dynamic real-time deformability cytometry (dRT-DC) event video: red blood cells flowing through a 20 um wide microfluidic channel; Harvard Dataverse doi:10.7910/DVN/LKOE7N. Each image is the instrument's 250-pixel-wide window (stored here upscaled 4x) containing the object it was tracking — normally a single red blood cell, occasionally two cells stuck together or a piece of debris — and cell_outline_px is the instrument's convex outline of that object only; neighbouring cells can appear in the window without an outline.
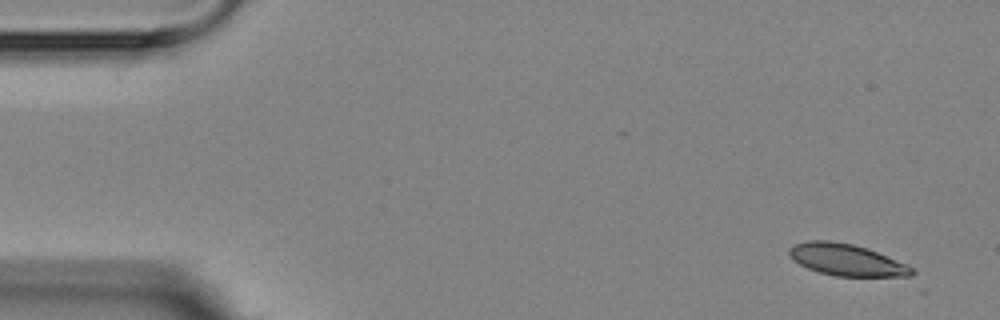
{"species": "Egyptian fruit bat (a non-hibernating species)", "species_latin": "Rousettus aegyptiacus", "temperature_condition": "room temperature", "stored_images_in_passage": 5, "camera_frame_rate_fps": 3000, "um_per_image_px": 0.085, "animal": {"sex": "female"}, "frame": {"image": 1, "passage_image": 1, "time_ms": 0.0, "image_size_px": [1000, 320], "cell_outline_px": [[916, 280], [912, 280], [836, 276], [820, 272], [808, 268], [800, 264], [788, 252], [788, 248], [792, 244], [808, 240], [832, 240], [852, 244], [868, 248], [904, 264], [912, 268], [916, 272]], "centroid_in_image_um": [72.13, 22.15], "position_along_channel_um": 12.9, "area_um2": 23.7}}
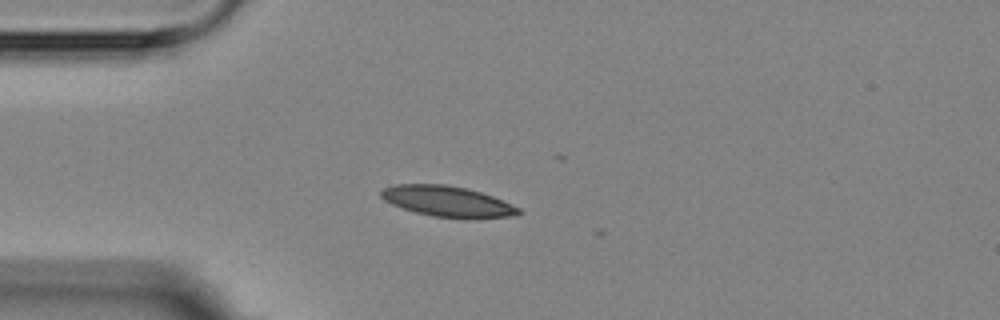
{"frame": {"image": 2, "passage_image": 4, "time_ms": 3.667, "image_size_px": [1000, 320], "cell_outline_px": [[520, 212], [516, 216], [432, 216], [416, 212], [392, 204], [384, 200], [380, 196], [380, 192], [384, 188], [396, 184], [444, 184], [464, 188], [480, 192], [492, 196], [512, 204], [520, 208]], "centroid_in_image_um": [37.97, 17.07], "position_along_channel_um": 47.0, "area_um2": 23.58}}